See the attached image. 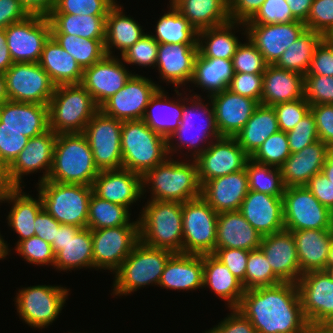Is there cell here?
Wrapping results in <instances>:
<instances>
[{"label":"cell","mask_w":333,"mask_h":333,"mask_svg":"<svg viewBox=\"0 0 333 333\" xmlns=\"http://www.w3.org/2000/svg\"><path fill=\"white\" fill-rule=\"evenodd\" d=\"M230 310V315L211 328L214 333H257L250 320L239 310L236 308Z\"/></svg>","instance_id":"cell-67"},{"label":"cell","mask_w":333,"mask_h":333,"mask_svg":"<svg viewBox=\"0 0 333 333\" xmlns=\"http://www.w3.org/2000/svg\"><path fill=\"white\" fill-rule=\"evenodd\" d=\"M272 107L276 113L279 129L288 132L310 111L311 105L305 98H301L291 102H281Z\"/></svg>","instance_id":"cell-61"},{"label":"cell","mask_w":333,"mask_h":333,"mask_svg":"<svg viewBox=\"0 0 333 333\" xmlns=\"http://www.w3.org/2000/svg\"><path fill=\"white\" fill-rule=\"evenodd\" d=\"M304 98V75L268 64L263 73L261 105L273 106Z\"/></svg>","instance_id":"cell-31"},{"label":"cell","mask_w":333,"mask_h":333,"mask_svg":"<svg viewBox=\"0 0 333 333\" xmlns=\"http://www.w3.org/2000/svg\"><path fill=\"white\" fill-rule=\"evenodd\" d=\"M30 138L13 129H0V159L9 167Z\"/></svg>","instance_id":"cell-63"},{"label":"cell","mask_w":333,"mask_h":333,"mask_svg":"<svg viewBox=\"0 0 333 333\" xmlns=\"http://www.w3.org/2000/svg\"><path fill=\"white\" fill-rule=\"evenodd\" d=\"M239 211L262 236L285 229L283 198L249 190Z\"/></svg>","instance_id":"cell-27"},{"label":"cell","mask_w":333,"mask_h":333,"mask_svg":"<svg viewBox=\"0 0 333 333\" xmlns=\"http://www.w3.org/2000/svg\"><path fill=\"white\" fill-rule=\"evenodd\" d=\"M38 184L43 209L60 224L87 228L92 186L43 181Z\"/></svg>","instance_id":"cell-9"},{"label":"cell","mask_w":333,"mask_h":333,"mask_svg":"<svg viewBox=\"0 0 333 333\" xmlns=\"http://www.w3.org/2000/svg\"><path fill=\"white\" fill-rule=\"evenodd\" d=\"M218 213L200 196L182 203V253L213 254Z\"/></svg>","instance_id":"cell-10"},{"label":"cell","mask_w":333,"mask_h":333,"mask_svg":"<svg viewBox=\"0 0 333 333\" xmlns=\"http://www.w3.org/2000/svg\"><path fill=\"white\" fill-rule=\"evenodd\" d=\"M142 186L143 195L146 187L151 188L150 200L184 203L201 196V184L194 159L185 163L174 160L171 156L167 157L142 176Z\"/></svg>","instance_id":"cell-2"},{"label":"cell","mask_w":333,"mask_h":333,"mask_svg":"<svg viewBox=\"0 0 333 333\" xmlns=\"http://www.w3.org/2000/svg\"><path fill=\"white\" fill-rule=\"evenodd\" d=\"M9 100L7 95V85L4 73L0 72V106Z\"/></svg>","instance_id":"cell-79"},{"label":"cell","mask_w":333,"mask_h":333,"mask_svg":"<svg viewBox=\"0 0 333 333\" xmlns=\"http://www.w3.org/2000/svg\"><path fill=\"white\" fill-rule=\"evenodd\" d=\"M304 23L308 30L330 37L333 34V0H313Z\"/></svg>","instance_id":"cell-57"},{"label":"cell","mask_w":333,"mask_h":333,"mask_svg":"<svg viewBox=\"0 0 333 333\" xmlns=\"http://www.w3.org/2000/svg\"><path fill=\"white\" fill-rule=\"evenodd\" d=\"M173 7L197 32L230 21L229 0H178Z\"/></svg>","instance_id":"cell-40"},{"label":"cell","mask_w":333,"mask_h":333,"mask_svg":"<svg viewBox=\"0 0 333 333\" xmlns=\"http://www.w3.org/2000/svg\"><path fill=\"white\" fill-rule=\"evenodd\" d=\"M197 56V44L159 43L155 67L162 80L178 89L191 83Z\"/></svg>","instance_id":"cell-26"},{"label":"cell","mask_w":333,"mask_h":333,"mask_svg":"<svg viewBox=\"0 0 333 333\" xmlns=\"http://www.w3.org/2000/svg\"><path fill=\"white\" fill-rule=\"evenodd\" d=\"M283 281L273 272L263 251L258 248L249 252L245 273V291L270 287Z\"/></svg>","instance_id":"cell-51"},{"label":"cell","mask_w":333,"mask_h":333,"mask_svg":"<svg viewBox=\"0 0 333 333\" xmlns=\"http://www.w3.org/2000/svg\"><path fill=\"white\" fill-rule=\"evenodd\" d=\"M158 48L159 43L146 33L121 55V59L127 65L155 68Z\"/></svg>","instance_id":"cell-54"},{"label":"cell","mask_w":333,"mask_h":333,"mask_svg":"<svg viewBox=\"0 0 333 333\" xmlns=\"http://www.w3.org/2000/svg\"><path fill=\"white\" fill-rule=\"evenodd\" d=\"M284 227L289 231L332 229L333 212L305 186L286 187L283 195Z\"/></svg>","instance_id":"cell-12"},{"label":"cell","mask_w":333,"mask_h":333,"mask_svg":"<svg viewBox=\"0 0 333 333\" xmlns=\"http://www.w3.org/2000/svg\"><path fill=\"white\" fill-rule=\"evenodd\" d=\"M321 172L328 178V180L333 182V149H330L327 152L326 160Z\"/></svg>","instance_id":"cell-77"},{"label":"cell","mask_w":333,"mask_h":333,"mask_svg":"<svg viewBox=\"0 0 333 333\" xmlns=\"http://www.w3.org/2000/svg\"><path fill=\"white\" fill-rule=\"evenodd\" d=\"M4 75L9 100L49 104L56 85L39 63H13Z\"/></svg>","instance_id":"cell-15"},{"label":"cell","mask_w":333,"mask_h":333,"mask_svg":"<svg viewBox=\"0 0 333 333\" xmlns=\"http://www.w3.org/2000/svg\"><path fill=\"white\" fill-rule=\"evenodd\" d=\"M290 155L286 132L279 130L268 137L250 159L260 164L279 168Z\"/></svg>","instance_id":"cell-52"},{"label":"cell","mask_w":333,"mask_h":333,"mask_svg":"<svg viewBox=\"0 0 333 333\" xmlns=\"http://www.w3.org/2000/svg\"><path fill=\"white\" fill-rule=\"evenodd\" d=\"M156 23L155 35L151 36L163 44H197V31L173 5Z\"/></svg>","instance_id":"cell-47"},{"label":"cell","mask_w":333,"mask_h":333,"mask_svg":"<svg viewBox=\"0 0 333 333\" xmlns=\"http://www.w3.org/2000/svg\"><path fill=\"white\" fill-rule=\"evenodd\" d=\"M249 191L245 169L206 181L201 197L217 212L239 210Z\"/></svg>","instance_id":"cell-28"},{"label":"cell","mask_w":333,"mask_h":333,"mask_svg":"<svg viewBox=\"0 0 333 333\" xmlns=\"http://www.w3.org/2000/svg\"><path fill=\"white\" fill-rule=\"evenodd\" d=\"M139 215L140 241L154 248L182 253V203L149 200Z\"/></svg>","instance_id":"cell-5"},{"label":"cell","mask_w":333,"mask_h":333,"mask_svg":"<svg viewBox=\"0 0 333 333\" xmlns=\"http://www.w3.org/2000/svg\"><path fill=\"white\" fill-rule=\"evenodd\" d=\"M297 21L285 0H265L257 13L244 24H275Z\"/></svg>","instance_id":"cell-59"},{"label":"cell","mask_w":333,"mask_h":333,"mask_svg":"<svg viewBox=\"0 0 333 333\" xmlns=\"http://www.w3.org/2000/svg\"><path fill=\"white\" fill-rule=\"evenodd\" d=\"M129 208L101 199L92 193L89 201L87 228L104 229L129 225Z\"/></svg>","instance_id":"cell-48"},{"label":"cell","mask_w":333,"mask_h":333,"mask_svg":"<svg viewBox=\"0 0 333 333\" xmlns=\"http://www.w3.org/2000/svg\"><path fill=\"white\" fill-rule=\"evenodd\" d=\"M292 15L299 21L305 22L309 15L313 0H285Z\"/></svg>","instance_id":"cell-74"},{"label":"cell","mask_w":333,"mask_h":333,"mask_svg":"<svg viewBox=\"0 0 333 333\" xmlns=\"http://www.w3.org/2000/svg\"><path fill=\"white\" fill-rule=\"evenodd\" d=\"M29 15L48 17L56 6L57 0H18Z\"/></svg>","instance_id":"cell-72"},{"label":"cell","mask_w":333,"mask_h":333,"mask_svg":"<svg viewBox=\"0 0 333 333\" xmlns=\"http://www.w3.org/2000/svg\"><path fill=\"white\" fill-rule=\"evenodd\" d=\"M181 99L170 100L166 92L159 88L151 97L142 120L156 133L168 139L180 125L183 112V93L174 89ZM165 92V93H164Z\"/></svg>","instance_id":"cell-35"},{"label":"cell","mask_w":333,"mask_h":333,"mask_svg":"<svg viewBox=\"0 0 333 333\" xmlns=\"http://www.w3.org/2000/svg\"><path fill=\"white\" fill-rule=\"evenodd\" d=\"M291 154L319 140L315 118L309 111L291 130L286 132Z\"/></svg>","instance_id":"cell-60"},{"label":"cell","mask_w":333,"mask_h":333,"mask_svg":"<svg viewBox=\"0 0 333 333\" xmlns=\"http://www.w3.org/2000/svg\"><path fill=\"white\" fill-rule=\"evenodd\" d=\"M262 235L252 227L239 210L218 213L215 248L258 249Z\"/></svg>","instance_id":"cell-33"},{"label":"cell","mask_w":333,"mask_h":333,"mask_svg":"<svg viewBox=\"0 0 333 333\" xmlns=\"http://www.w3.org/2000/svg\"><path fill=\"white\" fill-rule=\"evenodd\" d=\"M250 156L235 137H220L194 160L201 186L209 180L245 169Z\"/></svg>","instance_id":"cell-18"},{"label":"cell","mask_w":333,"mask_h":333,"mask_svg":"<svg viewBox=\"0 0 333 333\" xmlns=\"http://www.w3.org/2000/svg\"><path fill=\"white\" fill-rule=\"evenodd\" d=\"M54 267L60 271L93 268V241L90 228L80 229L55 255Z\"/></svg>","instance_id":"cell-44"},{"label":"cell","mask_w":333,"mask_h":333,"mask_svg":"<svg viewBox=\"0 0 333 333\" xmlns=\"http://www.w3.org/2000/svg\"><path fill=\"white\" fill-rule=\"evenodd\" d=\"M23 187H15L7 195L4 196L3 202L12 203L13 206L8 212L7 224L18 234L20 238L16 245L32 236H35L34 221L36 216L43 210L40 195L37 199L26 192H22ZM11 202V203H10Z\"/></svg>","instance_id":"cell-37"},{"label":"cell","mask_w":333,"mask_h":333,"mask_svg":"<svg viewBox=\"0 0 333 333\" xmlns=\"http://www.w3.org/2000/svg\"><path fill=\"white\" fill-rule=\"evenodd\" d=\"M330 148L321 140L293 153L279 167L285 187L305 186L314 175L321 172Z\"/></svg>","instance_id":"cell-30"},{"label":"cell","mask_w":333,"mask_h":333,"mask_svg":"<svg viewBox=\"0 0 333 333\" xmlns=\"http://www.w3.org/2000/svg\"><path fill=\"white\" fill-rule=\"evenodd\" d=\"M121 152L123 168L142 176L169 157L167 139L143 120L122 121Z\"/></svg>","instance_id":"cell-7"},{"label":"cell","mask_w":333,"mask_h":333,"mask_svg":"<svg viewBox=\"0 0 333 333\" xmlns=\"http://www.w3.org/2000/svg\"><path fill=\"white\" fill-rule=\"evenodd\" d=\"M6 44L13 63H39L43 47L51 36L48 17L29 15L5 28Z\"/></svg>","instance_id":"cell-16"},{"label":"cell","mask_w":333,"mask_h":333,"mask_svg":"<svg viewBox=\"0 0 333 333\" xmlns=\"http://www.w3.org/2000/svg\"><path fill=\"white\" fill-rule=\"evenodd\" d=\"M324 38L320 33L306 29L288 46L275 65L305 76L310 68L315 49Z\"/></svg>","instance_id":"cell-46"},{"label":"cell","mask_w":333,"mask_h":333,"mask_svg":"<svg viewBox=\"0 0 333 333\" xmlns=\"http://www.w3.org/2000/svg\"><path fill=\"white\" fill-rule=\"evenodd\" d=\"M57 43L71 54L82 69L100 61L105 55V39H87L69 34H51Z\"/></svg>","instance_id":"cell-49"},{"label":"cell","mask_w":333,"mask_h":333,"mask_svg":"<svg viewBox=\"0 0 333 333\" xmlns=\"http://www.w3.org/2000/svg\"><path fill=\"white\" fill-rule=\"evenodd\" d=\"M187 96L188 95L183 98L182 120L180 121V125L177 130L167 139V149L168 155L173 156L175 152L177 153L180 148L183 149L184 147L187 150L189 149L188 151H192V154L189 156L192 155V159H195L212 143L213 140L219 139L221 136L218 133L215 124L213 105L211 101H209L207 105L203 103L199 94H192L191 97L188 96V98ZM197 119L199 121H197ZM174 139H176V142L178 141L176 145H174Z\"/></svg>","instance_id":"cell-4"},{"label":"cell","mask_w":333,"mask_h":333,"mask_svg":"<svg viewBox=\"0 0 333 333\" xmlns=\"http://www.w3.org/2000/svg\"><path fill=\"white\" fill-rule=\"evenodd\" d=\"M10 251L11 250H9L8 244L4 241L3 236L0 234V260L7 258Z\"/></svg>","instance_id":"cell-80"},{"label":"cell","mask_w":333,"mask_h":333,"mask_svg":"<svg viewBox=\"0 0 333 333\" xmlns=\"http://www.w3.org/2000/svg\"><path fill=\"white\" fill-rule=\"evenodd\" d=\"M116 56L105 55L100 61L83 69L81 85L100 107L116 94L133 75Z\"/></svg>","instance_id":"cell-22"},{"label":"cell","mask_w":333,"mask_h":333,"mask_svg":"<svg viewBox=\"0 0 333 333\" xmlns=\"http://www.w3.org/2000/svg\"><path fill=\"white\" fill-rule=\"evenodd\" d=\"M69 290L61 285H36L19 289L15 304L20 319L32 328H47L60 315Z\"/></svg>","instance_id":"cell-11"},{"label":"cell","mask_w":333,"mask_h":333,"mask_svg":"<svg viewBox=\"0 0 333 333\" xmlns=\"http://www.w3.org/2000/svg\"><path fill=\"white\" fill-rule=\"evenodd\" d=\"M151 78L133 73L116 94L109 97L100 110L121 121L142 120L151 97L161 86Z\"/></svg>","instance_id":"cell-19"},{"label":"cell","mask_w":333,"mask_h":333,"mask_svg":"<svg viewBox=\"0 0 333 333\" xmlns=\"http://www.w3.org/2000/svg\"><path fill=\"white\" fill-rule=\"evenodd\" d=\"M273 272L283 281L297 284L301 277L296 242L292 231L283 229L262 236L259 247Z\"/></svg>","instance_id":"cell-25"},{"label":"cell","mask_w":333,"mask_h":333,"mask_svg":"<svg viewBox=\"0 0 333 333\" xmlns=\"http://www.w3.org/2000/svg\"><path fill=\"white\" fill-rule=\"evenodd\" d=\"M99 172L83 132L57 134L52 168L47 180L92 186Z\"/></svg>","instance_id":"cell-3"},{"label":"cell","mask_w":333,"mask_h":333,"mask_svg":"<svg viewBox=\"0 0 333 333\" xmlns=\"http://www.w3.org/2000/svg\"><path fill=\"white\" fill-rule=\"evenodd\" d=\"M15 248L18 255L28 263L54 267L55 254L51 244L36 235L19 242Z\"/></svg>","instance_id":"cell-55"},{"label":"cell","mask_w":333,"mask_h":333,"mask_svg":"<svg viewBox=\"0 0 333 333\" xmlns=\"http://www.w3.org/2000/svg\"><path fill=\"white\" fill-rule=\"evenodd\" d=\"M207 97L213 105L215 124L221 137H235L260 105L228 88Z\"/></svg>","instance_id":"cell-23"},{"label":"cell","mask_w":333,"mask_h":333,"mask_svg":"<svg viewBox=\"0 0 333 333\" xmlns=\"http://www.w3.org/2000/svg\"><path fill=\"white\" fill-rule=\"evenodd\" d=\"M14 188L9 176V167L0 159V194L5 196Z\"/></svg>","instance_id":"cell-76"},{"label":"cell","mask_w":333,"mask_h":333,"mask_svg":"<svg viewBox=\"0 0 333 333\" xmlns=\"http://www.w3.org/2000/svg\"><path fill=\"white\" fill-rule=\"evenodd\" d=\"M92 189L99 198L130 209L143 196L142 175L124 168L100 171Z\"/></svg>","instance_id":"cell-24"},{"label":"cell","mask_w":333,"mask_h":333,"mask_svg":"<svg viewBox=\"0 0 333 333\" xmlns=\"http://www.w3.org/2000/svg\"><path fill=\"white\" fill-rule=\"evenodd\" d=\"M60 225L54 217L43 209L34 221L35 235L51 244Z\"/></svg>","instance_id":"cell-71"},{"label":"cell","mask_w":333,"mask_h":333,"mask_svg":"<svg viewBox=\"0 0 333 333\" xmlns=\"http://www.w3.org/2000/svg\"><path fill=\"white\" fill-rule=\"evenodd\" d=\"M99 110L81 84L58 85L48 104L49 128L56 134L84 132Z\"/></svg>","instance_id":"cell-6"},{"label":"cell","mask_w":333,"mask_h":333,"mask_svg":"<svg viewBox=\"0 0 333 333\" xmlns=\"http://www.w3.org/2000/svg\"><path fill=\"white\" fill-rule=\"evenodd\" d=\"M122 121L99 110L87 123L84 134L99 171L123 168L121 152Z\"/></svg>","instance_id":"cell-14"},{"label":"cell","mask_w":333,"mask_h":333,"mask_svg":"<svg viewBox=\"0 0 333 333\" xmlns=\"http://www.w3.org/2000/svg\"><path fill=\"white\" fill-rule=\"evenodd\" d=\"M249 252L244 249L215 248L213 255L238 278L245 289V273Z\"/></svg>","instance_id":"cell-64"},{"label":"cell","mask_w":333,"mask_h":333,"mask_svg":"<svg viewBox=\"0 0 333 333\" xmlns=\"http://www.w3.org/2000/svg\"><path fill=\"white\" fill-rule=\"evenodd\" d=\"M236 309L257 333H303L309 326L295 283L246 290Z\"/></svg>","instance_id":"cell-1"},{"label":"cell","mask_w":333,"mask_h":333,"mask_svg":"<svg viewBox=\"0 0 333 333\" xmlns=\"http://www.w3.org/2000/svg\"><path fill=\"white\" fill-rule=\"evenodd\" d=\"M263 74L237 73L228 85V89L241 96L249 97L261 103Z\"/></svg>","instance_id":"cell-62"},{"label":"cell","mask_w":333,"mask_h":333,"mask_svg":"<svg viewBox=\"0 0 333 333\" xmlns=\"http://www.w3.org/2000/svg\"><path fill=\"white\" fill-rule=\"evenodd\" d=\"M13 64L6 44L5 29L0 28V72L5 73Z\"/></svg>","instance_id":"cell-75"},{"label":"cell","mask_w":333,"mask_h":333,"mask_svg":"<svg viewBox=\"0 0 333 333\" xmlns=\"http://www.w3.org/2000/svg\"><path fill=\"white\" fill-rule=\"evenodd\" d=\"M310 111L315 118L319 140L333 149V104L313 105Z\"/></svg>","instance_id":"cell-66"},{"label":"cell","mask_w":333,"mask_h":333,"mask_svg":"<svg viewBox=\"0 0 333 333\" xmlns=\"http://www.w3.org/2000/svg\"><path fill=\"white\" fill-rule=\"evenodd\" d=\"M279 130L273 107L260 104L235 138L251 157L268 137Z\"/></svg>","instance_id":"cell-42"},{"label":"cell","mask_w":333,"mask_h":333,"mask_svg":"<svg viewBox=\"0 0 333 333\" xmlns=\"http://www.w3.org/2000/svg\"><path fill=\"white\" fill-rule=\"evenodd\" d=\"M309 325L333 326V279L326 270L301 275L297 282Z\"/></svg>","instance_id":"cell-17"},{"label":"cell","mask_w":333,"mask_h":333,"mask_svg":"<svg viewBox=\"0 0 333 333\" xmlns=\"http://www.w3.org/2000/svg\"><path fill=\"white\" fill-rule=\"evenodd\" d=\"M203 287L227 301L229 309L237 308L245 293L242 282L213 254L203 255Z\"/></svg>","instance_id":"cell-36"},{"label":"cell","mask_w":333,"mask_h":333,"mask_svg":"<svg viewBox=\"0 0 333 333\" xmlns=\"http://www.w3.org/2000/svg\"><path fill=\"white\" fill-rule=\"evenodd\" d=\"M0 129L32 138L49 129L48 105L7 100L0 106Z\"/></svg>","instance_id":"cell-29"},{"label":"cell","mask_w":333,"mask_h":333,"mask_svg":"<svg viewBox=\"0 0 333 333\" xmlns=\"http://www.w3.org/2000/svg\"><path fill=\"white\" fill-rule=\"evenodd\" d=\"M158 286L179 291L203 288V255L173 253Z\"/></svg>","instance_id":"cell-32"},{"label":"cell","mask_w":333,"mask_h":333,"mask_svg":"<svg viewBox=\"0 0 333 333\" xmlns=\"http://www.w3.org/2000/svg\"><path fill=\"white\" fill-rule=\"evenodd\" d=\"M233 75L232 59L204 58L198 54L191 83L207 90L210 96L227 89Z\"/></svg>","instance_id":"cell-43"},{"label":"cell","mask_w":333,"mask_h":333,"mask_svg":"<svg viewBox=\"0 0 333 333\" xmlns=\"http://www.w3.org/2000/svg\"><path fill=\"white\" fill-rule=\"evenodd\" d=\"M81 228L74 225L61 224L56 230L55 238L51 243L53 253L56 255L60 250L61 246L66 243V241L73 237Z\"/></svg>","instance_id":"cell-73"},{"label":"cell","mask_w":333,"mask_h":333,"mask_svg":"<svg viewBox=\"0 0 333 333\" xmlns=\"http://www.w3.org/2000/svg\"><path fill=\"white\" fill-rule=\"evenodd\" d=\"M265 0H229L230 21L245 23L260 9Z\"/></svg>","instance_id":"cell-69"},{"label":"cell","mask_w":333,"mask_h":333,"mask_svg":"<svg viewBox=\"0 0 333 333\" xmlns=\"http://www.w3.org/2000/svg\"><path fill=\"white\" fill-rule=\"evenodd\" d=\"M315 198L333 212V182L322 172L314 175L305 185Z\"/></svg>","instance_id":"cell-68"},{"label":"cell","mask_w":333,"mask_h":333,"mask_svg":"<svg viewBox=\"0 0 333 333\" xmlns=\"http://www.w3.org/2000/svg\"><path fill=\"white\" fill-rule=\"evenodd\" d=\"M107 16L49 14L51 34H69L87 39H105Z\"/></svg>","instance_id":"cell-45"},{"label":"cell","mask_w":333,"mask_h":333,"mask_svg":"<svg viewBox=\"0 0 333 333\" xmlns=\"http://www.w3.org/2000/svg\"><path fill=\"white\" fill-rule=\"evenodd\" d=\"M94 268L114 273L140 241L139 220L114 228L91 229Z\"/></svg>","instance_id":"cell-13"},{"label":"cell","mask_w":333,"mask_h":333,"mask_svg":"<svg viewBox=\"0 0 333 333\" xmlns=\"http://www.w3.org/2000/svg\"><path fill=\"white\" fill-rule=\"evenodd\" d=\"M56 139L57 134L50 128L29 139L26 147L9 166V176L15 187H23L21 183H23L24 175L41 172V170H43V176H40L38 182L48 179L52 168Z\"/></svg>","instance_id":"cell-21"},{"label":"cell","mask_w":333,"mask_h":333,"mask_svg":"<svg viewBox=\"0 0 333 333\" xmlns=\"http://www.w3.org/2000/svg\"><path fill=\"white\" fill-rule=\"evenodd\" d=\"M245 170L248 175L249 190L283 198L286 187L278 167L260 164L249 159Z\"/></svg>","instance_id":"cell-50"},{"label":"cell","mask_w":333,"mask_h":333,"mask_svg":"<svg viewBox=\"0 0 333 333\" xmlns=\"http://www.w3.org/2000/svg\"><path fill=\"white\" fill-rule=\"evenodd\" d=\"M29 14L18 0H0V28L25 20Z\"/></svg>","instance_id":"cell-70"},{"label":"cell","mask_w":333,"mask_h":333,"mask_svg":"<svg viewBox=\"0 0 333 333\" xmlns=\"http://www.w3.org/2000/svg\"><path fill=\"white\" fill-rule=\"evenodd\" d=\"M306 75L333 76V41L329 37L316 47Z\"/></svg>","instance_id":"cell-65"},{"label":"cell","mask_w":333,"mask_h":333,"mask_svg":"<svg viewBox=\"0 0 333 333\" xmlns=\"http://www.w3.org/2000/svg\"><path fill=\"white\" fill-rule=\"evenodd\" d=\"M122 8L114 5L106 17L104 48L109 56H113V47L120 50L122 55L145 34L142 26L123 13Z\"/></svg>","instance_id":"cell-39"},{"label":"cell","mask_w":333,"mask_h":333,"mask_svg":"<svg viewBox=\"0 0 333 333\" xmlns=\"http://www.w3.org/2000/svg\"><path fill=\"white\" fill-rule=\"evenodd\" d=\"M303 333H333V326L309 325Z\"/></svg>","instance_id":"cell-78"},{"label":"cell","mask_w":333,"mask_h":333,"mask_svg":"<svg viewBox=\"0 0 333 333\" xmlns=\"http://www.w3.org/2000/svg\"><path fill=\"white\" fill-rule=\"evenodd\" d=\"M245 32L267 64H275L283 52L307 29L302 21L275 24H245Z\"/></svg>","instance_id":"cell-20"},{"label":"cell","mask_w":333,"mask_h":333,"mask_svg":"<svg viewBox=\"0 0 333 333\" xmlns=\"http://www.w3.org/2000/svg\"><path fill=\"white\" fill-rule=\"evenodd\" d=\"M113 6L109 0H57L50 14L107 16Z\"/></svg>","instance_id":"cell-56"},{"label":"cell","mask_w":333,"mask_h":333,"mask_svg":"<svg viewBox=\"0 0 333 333\" xmlns=\"http://www.w3.org/2000/svg\"><path fill=\"white\" fill-rule=\"evenodd\" d=\"M295 238L301 274L326 270L333 229L292 231Z\"/></svg>","instance_id":"cell-34"},{"label":"cell","mask_w":333,"mask_h":333,"mask_svg":"<svg viewBox=\"0 0 333 333\" xmlns=\"http://www.w3.org/2000/svg\"><path fill=\"white\" fill-rule=\"evenodd\" d=\"M244 44L241 42L232 57L233 71L237 73L263 74L268 65L263 55L255 45L246 37Z\"/></svg>","instance_id":"cell-53"},{"label":"cell","mask_w":333,"mask_h":333,"mask_svg":"<svg viewBox=\"0 0 333 333\" xmlns=\"http://www.w3.org/2000/svg\"><path fill=\"white\" fill-rule=\"evenodd\" d=\"M304 98L311 106L333 104V76L305 75Z\"/></svg>","instance_id":"cell-58"},{"label":"cell","mask_w":333,"mask_h":333,"mask_svg":"<svg viewBox=\"0 0 333 333\" xmlns=\"http://www.w3.org/2000/svg\"><path fill=\"white\" fill-rule=\"evenodd\" d=\"M172 251L154 248L139 241L129 256L113 273V295H130L146 285H159Z\"/></svg>","instance_id":"cell-8"},{"label":"cell","mask_w":333,"mask_h":333,"mask_svg":"<svg viewBox=\"0 0 333 333\" xmlns=\"http://www.w3.org/2000/svg\"><path fill=\"white\" fill-rule=\"evenodd\" d=\"M39 64L56 86L81 83L83 69L52 36L43 47Z\"/></svg>","instance_id":"cell-38"},{"label":"cell","mask_w":333,"mask_h":333,"mask_svg":"<svg viewBox=\"0 0 333 333\" xmlns=\"http://www.w3.org/2000/svg\"><path fill=\"white\" fill-rule=\"evenodd\" d=\"M240 25V26H239ZM242 22L229 21L225 24L198 31V54L204 58L232 59L241 43L235 36V26L239 29Z\"/></svg>","instance_id":"cell-41"}]
</instances>
